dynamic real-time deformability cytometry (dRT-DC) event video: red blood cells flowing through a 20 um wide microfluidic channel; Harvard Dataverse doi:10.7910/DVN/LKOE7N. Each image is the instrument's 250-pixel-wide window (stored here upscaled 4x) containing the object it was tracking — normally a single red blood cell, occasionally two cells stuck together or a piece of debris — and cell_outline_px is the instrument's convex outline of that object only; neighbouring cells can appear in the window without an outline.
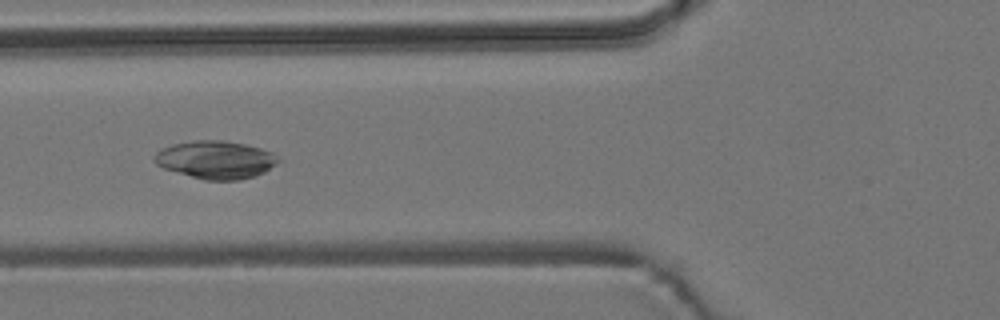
{"species": "common noctule bat (a hibernating species)", "species_latin": "Nyctalus noctula", "temperature_condition": "room temperature", "stored_images_in_passage": 8, "camera_frame_rate_fps": 3000, "um_per_image_px": 0.085, "animal": {"sex": "male", "body_mass_g": 19.2, "forearm_length_mm": 51.8}, "frame": {"image": 1, "passage_image": 6, "time_ms": 6.667, "image_size_px": [1000, 320], "cell_outline_px": [[280, 160], [276, 164], [264, 172], [256, 176], [240, 180], [204, 180], [164, 168], [156, 164], [152, 160], [156, 152], [172, 144], [196, 140], [220, 140], [244, 144], [260, 148], [272, 152]], "centroid_in_image_um": [18.33, 13.58], "position_along_channel_um": 107.5, "area_um2": 27.22}}
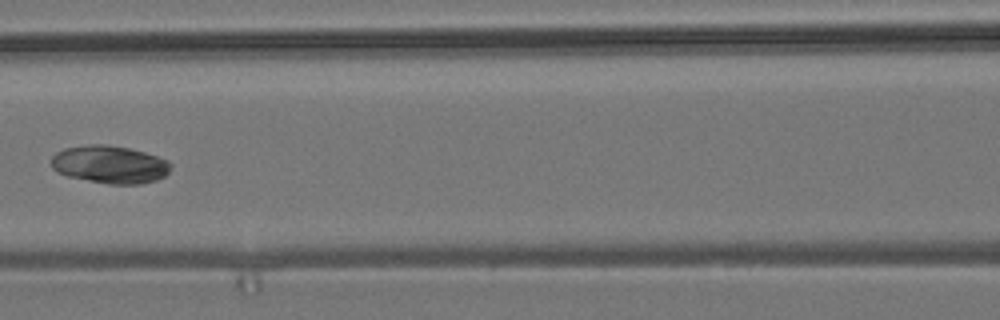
{"frame": {"image": 2, "passage_image": 7, "time_ms": 8.0, "image_size_px": [1000, 320], "cell_outline_px": [[172, 164], [168, 172], [164, 176], [156, 180], [140, 184], [108, 184], [68, 176], [56, 172], [52, 168], [52, 156], [56, 152], [64, 148], [88, 144], [108, 144], [128, 148], [144, 152], [168, 160]], "centroid_in_image_um": [9.32, 13.97], "position_along_channel_um": 157.3, "area_um2": 26.36}}
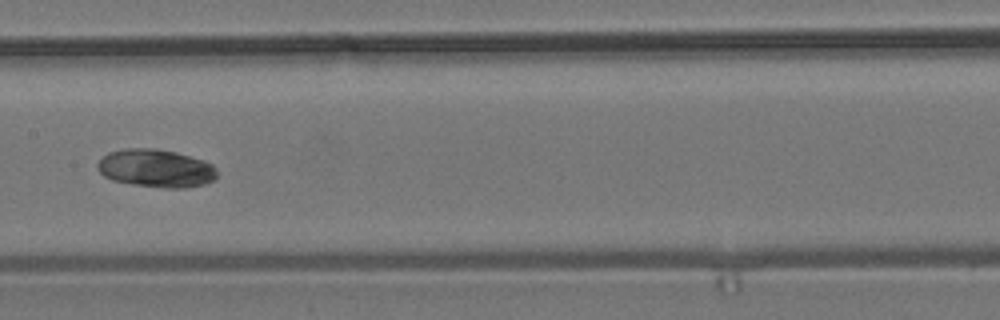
{"frame": {"image": 3, "passage_image": 8, "time_ms": 9.0, "image_size_px": [1000, 320], "cell_outline_px": [[216, 180], [204, 184], [184, 188], [164, 188], [132, 184], [112, 180], [104, 176], [96, 168], [96, 164], [108, 152], [124, 148], [156, 148], [176, 152], [204, 160], [212, 164], [216, 168]], "centroid_in_image_um": [13.26, 14.3], "position_along_channel_um": 194.1, "area_um2": 26.7}}